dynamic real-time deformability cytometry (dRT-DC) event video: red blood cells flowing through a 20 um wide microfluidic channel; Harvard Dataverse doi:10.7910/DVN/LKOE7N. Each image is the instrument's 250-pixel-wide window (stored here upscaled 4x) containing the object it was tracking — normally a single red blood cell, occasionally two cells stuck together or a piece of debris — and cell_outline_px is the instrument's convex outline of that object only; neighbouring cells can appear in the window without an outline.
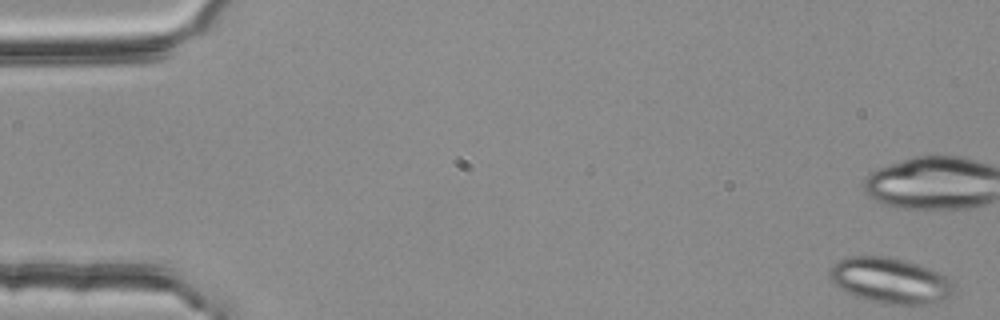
{"species": "common noctule bat (a hibernating species)", "species_latin": "Nyctalus noctula", "temperature_condition": "room temperature", "stored_images_in_passage": 12, "camera_frame_rate_fps": 3000, "um_per_image_px": 0.085, "animal": {"sex": "female", "body_mass_g": 25.1}, "frame": {"image": 1, "passage_image": 1, "time_ms": 0.0, "image_size_px": [1000, 320], "cell_outline_px": [[952, 296], [936, 304], [888, 304], [868, 300], [844, 292], [828, 276], [828, 272], [832, 264], [840, 260], [852, 256], [888, 256], [904, 260], [928, 268], [948, 276], [952, 280]], "centroid_in_image_um": [75.68, 23.85], "position_along_channel_um": 9.3, "area_um2": 33.12}}